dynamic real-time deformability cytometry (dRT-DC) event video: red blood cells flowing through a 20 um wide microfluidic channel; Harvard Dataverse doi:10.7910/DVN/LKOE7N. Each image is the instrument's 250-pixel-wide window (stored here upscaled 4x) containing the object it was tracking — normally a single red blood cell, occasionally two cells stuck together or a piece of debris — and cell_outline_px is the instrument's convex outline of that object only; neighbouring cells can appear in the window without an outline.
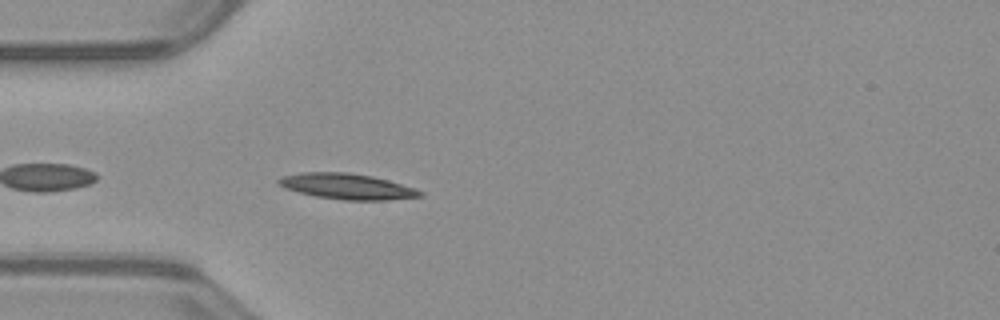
{"species": "common noctule bat (a hibernating species)", "species_latin": "Nyctalus noctula", "temperature_condition": "warm", "stored_images_in_passage": 29, "camera_frame_rate_fps": 3000, "um_per_image_px": 0.085, "animal": {"sex": "male", "body_mass_g": 23.1, "forearm_length_mm": 52.7}, "frame": {"image": 1, "passage_image": 3, "time_ms": 0.667, "image_size_px": [1000, 320], "cell_outline_px": [[424, 196], [388, 200], [344, 200], [316, 196], [284, 188], [276, 180], [280, 176], [300, 172], [348, 172], [372, 176], [388, 180], [416, 188], [424, 192]], "centroid_in_image_um": [29.52, 15.84], "position_along_channel_um": 55.5, "area_um2": 21.27}}
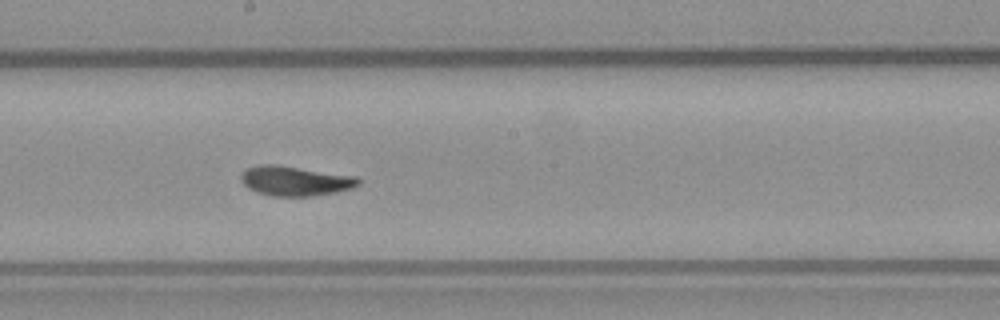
{"frame": {"image": 2, "passage_image": 16, "time_ms": 5.0, "image_size_px": [1000, 320], "cell_outline_px": [[360, 184], [352, 188], [336, 192], [312, 196], [272, 196], [256, 192], [248, 188], [240, 180], [240, 172], [244, 168], [260, 164], [276, 164], [356, 176], [360, 180]], "centroid_in_image_um": [25.04, 15.37], "position_along_channel_um": 223.2, "area_um2": 20.58}}
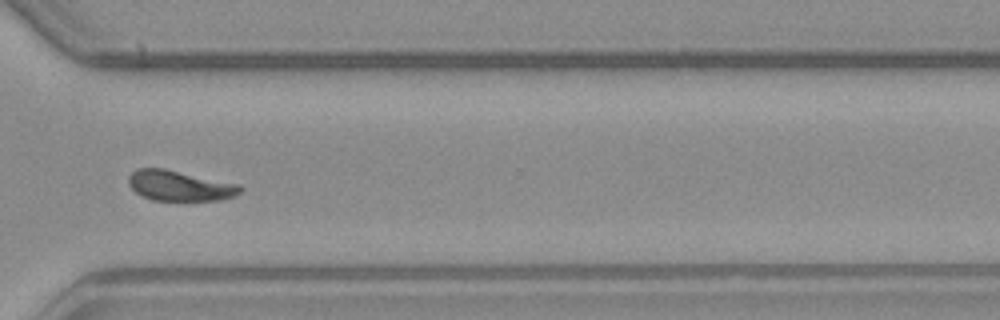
{"frame": {"image": 3, "passage_image": 26, "time_ms": 8.333, "image_size_px": [1000, 320], "cell_outline_px": [[244, 188], [240, 192], [232, 196], [220, 200], [152, 200], [140, 196], [128, 184], [128, 176], [136, 168], [164, 168], [240, 184]], "centroid_in_image_um": [15.25, 15.78], "position_along_channel_um": 355.3, "area_um2": 19.83}, "authors_computed_cell_mechanics": {"area_um2": 20.1722, "velocity_mm_per_s": 3.9728, "shape_relaxation_time_tau1_ms": 3.5846, "shape_relaxation_time_tau2_ms": 1.4157, "deformation_change_tau1": 0.1595, "deformation_change_tau2": 0.0799}}